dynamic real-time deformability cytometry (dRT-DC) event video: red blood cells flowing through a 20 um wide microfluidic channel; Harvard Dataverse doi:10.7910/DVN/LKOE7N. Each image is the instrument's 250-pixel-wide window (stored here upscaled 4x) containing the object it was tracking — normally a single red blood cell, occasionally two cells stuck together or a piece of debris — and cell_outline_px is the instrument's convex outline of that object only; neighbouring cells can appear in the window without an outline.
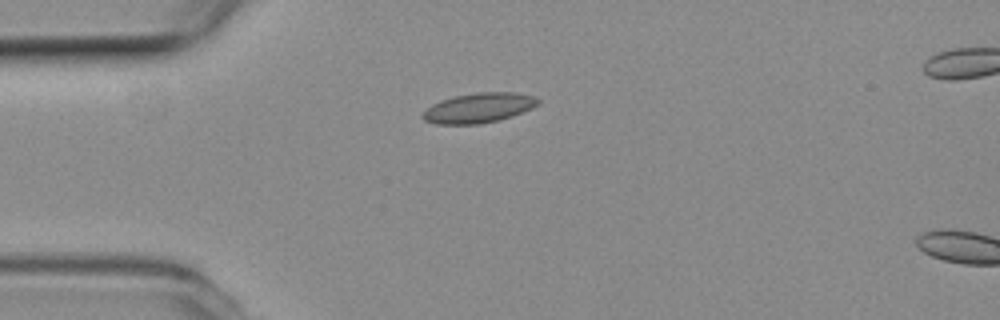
{"species": "common noctule bat (a hibernating species)", "species_latin": "Nyctalus noctula", "temperature_condition": "room temperature", "stored_images_in_passage": 4, "camera_frame_rate_fps": 3000, "um_per_image_px": 0.085, "animal": {"sex": "female", "body_mass_g": 19.3, "forearm_length_mm": 54.1}, "frame": {"image": 1, "passage_image": 1, "time_ms": 0.0, "image_size_px": [1000, 320], "cell_outline_px": [[540, 104], [532, 108], [512, 116], [500, 120], [480, 124], [436, 124], [424, 120], [420, 116], [432, 104], [440, 100], [456, 96], [476, 92], [512, 92], [536, 96], [540, 100]], "centroid_in_image_um": [40.72, 9.17], "position_along_channel_um": 44.3, "area_um2": 20.17}}